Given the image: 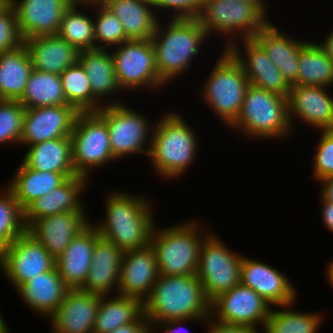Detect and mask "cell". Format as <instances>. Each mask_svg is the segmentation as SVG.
<instances>
[{
	"mask_svg": "<svg viewBox=\"0 0 333 333\" xmlns=\"http://www.w3.org/2000/svg\"><path fill=\"white\" fill-rule=\"evenodd\" d=\"M108 196V197H107ZM106 196L105 220L92 225L100 236L113 242L123 252L145 248L156 226L147 198L111 191Z\"/></svg>",
	"mask_w": 333,
	"mask_h": 333,
	"instance_id": "obj_1",
	"label": "cell"
},
{
	"mask_svg": "<svg viewBox=\"0 0 333 333\" xmlns=\"http://www.w3.org/2000/svg\"><path fill=\"white\" fill-rule=\"evenodd\" d=\"M144 315L151 332L164 321L210 317V302L197 275L166 276L160 274L151 294L143 302Z\"/></svg>",
	"mask_w": 333,
	"mask_h": 333,
	"instance_id": "obj_2",
	"label": "cell"
},
{
	"mask_svg": "<svg viewBox=\"0 0 333 333\" xmlns=\"http://www.w3.org/2000/svg\"><path fill=\"white\" fill-rule=\"evenodd\" d=\"M162 24L159 20L150 40L159 78L167 85L191 67L208 35L197 19L170 18L165 27Z\"/></svg>",
	"mask_w": 333,
	"mask_h": 333,
	"instance_id": "obj_3",
	"label": "cell"
},
{
	"mask_svg": "<svg viewBox=\"0 0 333 333\" xmlns=\"http://www.w3.org/2000/svg\"><path fill=\"white\" fill-rule=\"evenodd\" d=\"M152 132L148 157L157 175L172 180L184 175L199 148L193 128L182 115L171 111L159 117Z\"/></svg>",
	"mask_w": 333,
	"mask_h": 333,
	"instance_id": "obj_4",
	"label": "cell"
},
{
	"mask_svg": "<svg viewBox=\"0 0 333 333\" xmlns=\"http://www.w3.org/2000/svg\"><path fill=\"white\" fill-rule=\"evenodd\" d=\"M155 228L154 226L151 234L150 246L156 256L159 274L196 275L201 245L211 232L208 231L205 235L200 233V224L195 220L168 226L162 230Z\"/></svg>",
	"mask_w": 333,
	"mask_h": 333,
	"instance_id": "obj_5",
	"label": "cell"
},
{
	"mask_svg": "<svg viewBox=\"0 0 333 333\" xmlns=\"http://www.w3.org/2000/svg\"><path fill=\"white\" fill-rule=\"evenodd\" d=\"M249 138L278 139L292 133L287 97L249 85L237 119L229 126Z\"/></svg>",
	"mask_w": 333,
	"mask_h": 333,
	"instance_id": "obj_6",
	"label": "cell"
},
{
	"mask_svg": "<svg viewBox=\"0 0 333 333\" xmlns=\"http://www.w3.org/2000/svg\"><path fill=\"white\" fill-rule=\"evenodd\" d=\"M266 7L265 3L204 0L196 19L206 30L208 37L216 32V35L224 34L227 39L229 38L225 45L226 49L235 40L238 41L239 34L240 40L253 39L255 34L269 23Z\"/></svg>",
	"mask_w": 333,
	"mask_h": 333,
	"instance_id": "obj_7",
	"label": "cell"
},
{
	"mask_svg": "<svg viewBox=\"0 0 333 333\" xmlns=\"http://www.w3.org/2000/svg\"><path fill=\"white\" fill-rule=\"evenodd\" d=\"M222 52L201 89V95L218 119L229 127L241 111L250 83L234 56L225 48Z\"/></svg>",
	"mask_w": 333,
	"mask_h": 333,
	"instance_id": "obj_8",
	"label": "cell"
},
{
	"mask_svg": "<svg viewBox=\"0 0 333 333\" xmlns=\"http://www.w3.org/2000/svg\"><path fill=\"white\" fill-rule=\"evenodd\" d=\"M97 113L106 121L112 155L116 160L138 152L149 155L154 125L145 115L119 100L104 102Z\"/></svg>",
	"mask_w": 333,
	"mask_h": 333,
	"instance_id": "obj_9",
	"label": "cell"
},
{
	"mask_svg": "<svg viewBox=\"0 0 333 333\" xmlns=\"http://www.w3.org/2000/svg\"><path fill=\"white\" fill-rule=\"evenodd\" d=\"M70 139L77 175L89 179L93 169L117 161L112 155L106 121L97 112H79Z\"/></svg>",
	"mask_w": 333,
	"mask_h": 333,
	"instance_id": "obj_10",
	"label": "cell"
},
{
	"mask_svg": "<svg viewBox=\"0 0 333 333\" xmlns=\"http://www.w3.org/2000/svg\"><path fill=\"white\" fill-rule=\"evenodd\" d=\"M233 252L212 231L201 245L196 275L210 303L240 284L243 255Z\"/></svg>",
	"mask_w": 333,
	"mask_h": 333,
	"instance_id": "obj_11",
	"label": "cell"
},
{
	"mask_svg": "<svg viewBox=\"0 0 333 333\" xmlns=\"http://www.w3.org/2000/svg\"><path fill=\"white\" fill-rule=\"evenodd\" d=\"M112 56L115 75L121 90L147 86L159 89L165 84L160 80L155 63V52L150 39L128 40L118 45Z\"/></svg>",
	"mask_w": 333,
	"mask_h": 333,
	"instance_id": "obj_12",
	"label": "cell"
},
{
	"mask_svg": "<svg viewBox=\"0 0 333 333\" xmlns=\"http://www.w3.org/2000/svg\"><path fill=\"white\" fill-rule=\"evenodd\" d=\"M55 259L28 231L0 252V270L17 289L32 277L55 267Z\"/></svg>",
	"mask_w": 333,
	"mask_h": 333,
	"instance_id": "obj_13",
	"label": "cell"
},
{
	"mask_svg": "<svg viewBox=\"0 0 333 333\" xmlns=\"http://www.w3.org/2000/svg\"><path fill=\"white\" fill-rule=\"evenodd\" d=\"M272 306L250 287L241 283L210 303V316L218 321L264 329Z\"/></svg>",
	"mask_w": 333,
	"mask_h": 333,
	"instance_id": "obj_14",
	"label": "cell"
},
{
	"mask_svg": "<svg viewBox=\"0 0 333 333\" xmlns=\"http://www.w3.org/2000/svg\"><path fill=\"white\" fill-rule=\"evenodd\" d=\"M78 113L70 105L26 109L20 144L31 146L47 140L70 137Z\"/></svg>",
	"mask_w": 333,
	"mask_h": 333,
	"instance_id": "obj_15",
	"label": "cell"
},
{
	"mask_svg": "<svg viewBox=\"0 0 333 333\" xmlns=\"http://www.w3.org/2000/svg\"><path fill=\"white\" fill-rule=\"evenodd\" d=\"M241 42L245 46L244 54L246 57L240 52L237 41L226 49L242 66L249 83L266 91L288 97L291 85L263 48L254 39H243Z\"/></svg>",
	"mask_w": 333,
	"mask_h": 333,
	"instance_id": "obj_16",
	"label": "cell"
},
{
	"mask_svg": "<svg viewBox=\"0 0 333 333\" xmlns=\"http://www.w3.org/2000/svg\"><path fill=\"white\" fill-rule=\"evenodd\" d=\"M240 283L262 296L273 308L295 303L297 291L289 278L272 266L244 257Z\"/></svg>",
	"mask_w": 333,
	"mask_h": 333,
	"instance_id": "obj_17",
	"label": "cell"
},
{
	"mask_svg": "<svg viewBox=\"0 0 333 333\" xmlns=\"http://www.w3.org/2000/svg\"><path fill=\"white\" fill-rule=\"evenodd\" d=\"M71 4L70 0H10L24 40L57 34Z\"/></svg>",
	"mask_w": 333,
	"mask_h": 333,
	"instance_id": "obj_18",
	"label": "cell"
},
{
	"mask_svg": "<svg viewBox=\"0 0 333 333\" xmlns=\"http://www.w3.org/2000/svg\"><path fill=\"white\" fill-rule=\"evenodd\" d=\"M323 86L291 85L288 100V117L303 120L314 129L333 130V97Z\"/></svg>",
	"mask_w": 333,
	"mask_h": 333,
	"instance_id": "obj_19",
	"label": "cell"
},
{
	"mask_svg": "<svg viewBox=\"0 0 333 333\" xmlns=\"http://www.w3.org/2000/svg\"><path fill=\"white\" fill-rule=\"evenodd\" d=\"M159 275L156 256L150 245L126 251L122 257L118 294L144 302Z\"/></svg>",
	"mask_w": 333,
	"mask_h": 333,
	"instance_id": "obj_20",
	"label": "cell"
},
{
	"mask_svg": "<svg viewBox=\"0 0 333 333\" xmlns=\"http://www.w3.org/2000/svg\"><path fill=\"white\" fill-rule=\"evenodd\" d=\"M100 295L68 289L64 300L48 318L52 333H93Z\"/></svg>",
	"mask_w": 333,
	"mask_h": 333,
	"instance_id": "obj_21",
	"label": "cell"
},
{
	"mask_svg": "<svg viewBox=\"0 0 333 333\" xmlns=\"http://www.w3.org/2000/svg\"><path fill=\"white\" fill-rule=\"evenodd\" d=\"M86 212H65L36 220L27 231L31 233L56 260L71 240L91 222Z\"/></svg>",
	"mask_w": 333,
	"mask_h": 333,
	"instance_id": "obj_22",
	"label": "cell"
},
{
	"mask_svg": "<svg viewBox=\"0 0 333 333\" xmlns=\"http://www.w3.org/2000/svg\"><path fill=\"white\" fill-rule=\"evenodd\" d=\"M92 223L77 235L55 260V266L69 289L81 288L88 276L93 250L100 238Z\"/></svg>",
	"mask_w": 333,
	"mask_h": 333,
	"instance_id": "obj_23",
	"label": "cell"
},
{
	"mask_svg": "<svg viewBox=\"0 0 333 333\" xmlns=\"http://www.w3.org/2000/svg\"><path fill=\"white\" fill-rule=\"evenodd\" d=\"M87 177L77 175L67 178L60 186L45 196L33 201L24 210L27 229L36 221L46 216L65 212H86L81 202V193L87 188Z\"/></svg>",
	"mask_w": 333,
	"mask_h": 333,
	"instance_id": "obj_24",
	"label": "cell"
},
{
	"mask_svg": "<svg viewBox=\"0 0 333 333\" xmlns=\"http://www.w3.org/2000/svg\"><path fill=\"white\" fill-rule=\"evenodd\" d=\"M123 254L113 242L101 236L93 250L87 279L80 289L100 296H109L111 291L117 294Z\"/></svg>",
	"mask_w": 333,
	"mask_h": 333,
	"instance_id": "obj_25",
	"label": "cell"
},
{
	"mask_svg": "<svg viewBox=\"0 0 333 333\" xmlns=\"http://www.w3.org/2000/svg\"><path fill=\"white\" fill-rule=\"evenodd\" d=\"M68 289L55 266L48 272L30 278L16 291L30 310L48 319L60 306Z\"/></svg>",
	"mask_w": 333,
	"mask_h": 333,
	"instance_id": "obj_26",
	"label": "cell"
},
{
	"mask_svg": "<svg viewBox=\"0 0 333 333\" xmlns=\"http://www.w3.org/2000/svg\"><path fill=\"white\" fill-rule=\"evenodd\" d=\"M33 69L60 75L79 61V51L57 34L24 40Z\"/></svg>",
	"mask_w": 333,
	"mask_h": 333,
	"instance_id": "obj_27",
	"label": "cell"
},
{
	"mask_svg": "<svg viewBox=\"0 0 333 333\" xmlns=\"http://www.w3.org/2000/svg\"><path fill=\"white\" fill-rule=\"evenodd\" d=\"M253 39L263 48L290 85H296L301 47L307 42L287 36L271 22Z\"/></svg>",
	"mask_w": 333,
	"mask_h": 333,
	"instance_id": "obj_28",
	"label": "cell"
},
{
	"mask_svg": "<svg viewBox=\"0 0 333 333\" xmlns=\"http://www.w3.org/2000/svg\"><path fill=\"white\" fill-rule=\"evenodd\" d=\"M21 161L28 168L41 172L62 173L67 178L77 176L72 157L70 137L47 140L28 146Z\"/></svg>",
	"mask_w": 333,
	"mask_h": 333,
	"instance_id": "obj_29",
	"label": "cell"
},
{
	"mask_svg": "<svg viewBox=\"0 0 333 333\" xmlns=\"http://www.w3.org/2000/svg\"><path fill=\"white\" fill-rule=\"evenodd\" d=\"M101 2L121 21L129 40L152 38L159 17L155 15L157 12H154L150 0H102Z\"/></svg>",
	"mask_w": 333,
	"mask_h": 333,
	"instance_id": "obj_30",
	"label": "cell"
},
{
	"mask_svg": "<svg viewBox=\"0 0 333 333\" xmlns=\"http://www.w3.org/2000/svg\"><path fill=\"white\" fill-rule=\"evenodd\" d=\"M78 62L87 74L92 95L102 105H104L106 96H113L115 92L121 91L117 83L114 60L110 50L96 48L80 51Z\"/></svg>",
	"mask_w": 333,
	"mask_h": 333,
	"instance_id": "obj_31",
	"label": "cell"
},
{
	"mask_svg": "<svg viewBox=\"0 0 333 333\" xmlns=\"http://www.w3.org/2000/svg\"><path fill=\"white\" fill-rule=\"evenodd\" d=\"M33 71L32 60L25 44L0 53V97L19 100Z\"/></svg>",
	"mask_w": 333,
	"mask_h": 333,
	"instance_id": "obj_32",
	"label": "cell"
},
{
	"mask_svg": "<svg viewBox=\"0 0 333 333\" xmlns=\"http://www.w3.org/2000/svg\"><path fill=\"white\" fill-rule=\"evenodd\" d=\"M20 163L7 186L13 191L23 210L39 197L45 196L60 186L67 179L62 173L41 172L28 168L22 162Z\"/></svg>",
	"mask_w": 333,
	"mask_h": 333,
	"instance_id": "obj_33",
	"label": "cell"
},
{
	"mask_svg": "<svg viewBox=\"0 0 333 333\" xmlns=\"http://www.w3.org/2000/svg\"><path fill=\"white\" fill-rule=\"evenodd\" d=\"M114 296L100 297L93 333H110L122 325L135 322L144 313L141 300L119 294Z\"/></svg>",
	"mask_w": 333,
	"mask_h": 333,
	"instance_id": "obj_34",
	"label": "cell"
},
{
	"mask_svg": "<svg viewBox=\"0 0 333 333\" xmlns=\"http://www.w3.org/2000/svg\"><path fill=\"white\" fill-rule=\"evenodd\" d=\"M296 85L333 86V60L315 42L300 49Z\"/></svg>",
	"mask_w": 333,
	"mask_h": 333,
	"instance_id": "obj_35",
	"label": "cell"
},
{
	"mask_svg": "<svg viewBox=\"0 0 333 333\" xmlns=\"http://www.w3.org/2000/svg\"><path fill=\"white\" fill-rule=\"evenodd\" d=\"M26 109L69 105L60 75L33 69L22 97L18 100Z\"/></svg>",
	"mask_w": 333,
	"mask_h": 333,
	"instance_id": "obj_36",
	"label": "cell"
},
{
	"mask_svg": "<svg viewBox=\"0 0 333 333\" xmlns=\"http://www.w3.org/2000/svg\"><path fill=\"white\" fill-rule=\"evenodd\" d=\"M295 303L279 306V310L270 311L265 323V333H317L323 322L321 313L294 310Z\"/></svg>",
	"mask_w": 333,
	"mask_h": 333,
	"instance_id": "obj_37",
	"label": "cell"
},
{
	"mask_svg": "<svg viewBox=\"0 0 333 333\" xmlns=\"http://www.w3.org/2000/svg\"><path fill=\"white\" fill-rule=\"evenodd\" d=\"M65 98L78 112H97L103 105L92 95L83 66L77 62L60 74Z\"/></svg>",
	"mask_w": 333,
	"mask_h": 333,
	"instance_id": "obj_38",
	"label": "cell"
},
{
	"mask_svg": "<svg viewBox=\"0 0 333 333\" xmlns=\"http://www.w3.org/2000/svg\"><path fill=\"white\" fill-rule=\"evenodd\" d=\"M80 5L81 3L70 5L62 18L57 33L79 52L95 49L94 20L77 8Z\"/></svg>",
	"mask_w": 333,
	"mask_h": 333,
	"instance_id": "obj_39",
	"label": "cell"
},
{
	"mask_svg": "<svg viewBox=\"0 0 333 333\" xmlns=\"http://www.w3.org/2000/svg\"><path fill=\"white\" fill-rule=\"evenodd\" d=\"M0 194V252L27 231L24 210L7 186Z\"/></svg>",
	"mask_w": 333,
	"mask_h": 333,
	"instance_id": "obj_40",
	"label": "cell"
},
{
	"mask_svg": "<svg viewBox=\"0 0 333 333\" xmlns=\"http://www.w3.org/2000/svg\"><path fill=\"white\" fill-rule=\"evenodd\" d=\"M96 10V19H94L95 49H106L117 47L123 42L128 41L121 21L117 16L107 8L102 2L82 3L83 6ZM98 43V44H97ZM104 44V46H103Z\"/></svg>",
	"mask_w": 333,
	"mask_h": 333,
	"instance_id": "obj_41",
	"label": "cell"
},
{
	"mask_svg": "<svg viewBox=\"0 0 333 333\" xmlns=\"http://www.w3.org/2000/svg\"><path fill=\"white\" fill-rule=\"evenodd\" d=\"M26 108L18 100H0V143L20 144Z\"/></svg>",
	"mask_w": 333,
	"mask_h": 333,
	"instance_id": "obj_42",
	"label": "cell"
},
{
	"mask_svg": "<svg viewBox=\"0 0 333 333\" xmlns=\"http://www.w3.org/2000/svg\"><path fill=\"white\" fill-rule=\"evenodd\" d=\"M314 160L313 177L320 181L333 176V130H321Z\"/></svg>",
	"mask_w": 333,
	"mask_h": 333,
	"instance_id": "obj_43",
	"label": "cell"
},
{
	"mask_svg": "<svg viewBox=\"0 0 333 333\" xmlns=\"http://www.w3.org/2000/svg\"><path fill=\"white\" fill-rule=\"evenodd\" d=\"M24 44L18 28L14 8L9 4L0 12V53L14 50Z\"/></svg>",
	"mask_w": 333,
	"mask_h": 333,
	"instance_id": "obj_44",
	"label": "cell"
},
{
	"mask_svg": "<svg viewBox=\"0 0 333 333\" xmlns=\"http://www.w3.org/2000/svg\"><path fill=\"white\" fill-rule=\"evenodd\" d=\"M157 9L173 10L172 16L169 18L176 19H196L202 9L204 0H150Z\"/></svg>",
	"mask_w": 333,
	"mask_h": 333,
	"instance_id": "obj_45",
	"label": "cell"
},
{
	"mask_svg": "<svg viewBox=\"0 0 333 333\" xmlns=\"http://www.w3.org/2000/svg\"><path fill=\"white\" fill-rule=\"evenodd\" d=\"M208 333H259L258 328L247 326L224 323L213 319L211 316L206 321Z\"/></svg>",
	"mask_w": 333,
	"mask_h": 333,
	"instance_id": "obj_46",
	"label": "cell"
},
{
	"mask_svg": "<svg viewBox=\"0 0 333 333\" xmlns=\"http://www.w3.org/2000/svg\"><path fill=\"white\" fill-rule=\"evenodd\" d=\"M110 333H152L149 321L144 313L133 323L125 324Z\"/></svg>",
	"mask_w": 333,
	"mask_h": 333,
	"instance_id": "obj_47",
	"label": "cell"
},
{
	"mask_svg": "<svg viewBox=\"0 0 333 333\" xmlns=\"http://www.w3.org/2000/svg\"><path fill=\"white\" fill-rule=\"evenodd\" d=\"M188 321H192V322H198L202 321L204 323H206L207 320L202 319V318H197V319H187V320H171V321H164L162 323H160L159 325H154L157 326L155 328H159V326H163L165 329L166 333H182L183 331H181V329L183 330L184 328H182V324L185 322L187 323Z\"/></svg>",
	"mask_w": 333,
	"mask_h": 333,
	"instance_id": "obj_48",
	"label": "cell"
},
{
	"mask_svg": "<svg viewBox=\"0 0 333 333\" xmlns=\"http://www.w3.org/2000/svg\"><path fill=\"white\" fill-rule=\"evenodd\" d=\"M319 198L322 204V221L325 227L333 233V202L326 201L321 196Z\"/></svg>",
	"mask_w": 333,
	"mask_h": 333,
	"instance_id": "obj_49",
	"label": "cell"
},
{
	"mask_svg": "<svg viewBox=\"0 0 333 333\" xmlns=\"http://www.w3.org/2000/svg\"><path fill=\"white\" fill-rule=\"evenodd\" d=\"M319 183L323 186L319 195L324 200L333 202V176L322 179Z\"/></svg>",
	"mask_w": 333,
	"mask_h": 333,
	"instance_id": "obj_50",
	"label": "cell"
},
{
	"mask_svg": "<svg viewBox=\"0 0 333 333\" xmlns=\"http://www.w3.org/2000/svg\"><path fill=\"white\" fill-rule=\"evenodd\" d=\"M331 33L327 35L324 41L318 43L322 49L326 52V54L333 60V30Z\"/></svg>",
	"mask_w": 333,
	"mask_h": 333,
	"instance_id": "obj_51",
	"label": "cell"
},
{
	"mask_svg": "<svg viewBox=\"0 0 333 333\" xmlns=\"http://www.w3.org/2000/svg\"><path fill=\"white\" fill-rule=\"evenodd\" d=\"M327 269H326V276L328 283L330 282V285L333 287V261L327 263Z\"/></svg>",
	"mask_w": 333,
	"mask_h": 333,
	"instance_id": "obj_52",
	"label": "cell"
},
{
	"mask_svg": "<svg viewBox=\"0 0 333 333\" xmlns=\"http://www.w3.org/2000/svg\"><path fill=\"white\" fill-rule=\"evenodd\" d=\"M0 333H9L7 323L4 321V318L2 317L1 313H0Z\"/></svg>",
	"mask_w": 333,
	"mask_h": 333,
	"instance_id": "obj_53",
	"label": "cell"
},
{
	"mask_svg": "<svg viewBox=\"0 0 333 333\" xmlns=\"http://www.w3.org/2000/svg\"><path fill=\"white\" fill-rule=\"evenodd\" d=\"M229 1L246 2V3H266L265 0H229Z\"/></svg>",
	"mask_w": 333,
	"mask_h": 333,
	"instance_id": "obj_54",
	"label": "cell"
},
{
	"mask_svg": "<svg viewBox=\"0 0 333 333\" xmlns=\"http://www.w3.org/2000/svg\"><path fill=\"white\" fill-rule=\"evenodd\" d=\"M72 3H93V2H101L102 0H70Z\"/></svg>",
	"mask_w": 333,
	"mask_h": 333,
	"instance_id": "obj_55",
	"label": "cell"
},
{
	"mask_svg": "<svg viewBox=\"0 0 333 333\" xmlns=\"http://www.w3.org/2000/svg\"><path fill=\"white\" fill-rule=\"evenodd\" d=\"M10 4V0H0V12Z\"/></svg>",
	"mask_w": 333,
	"mask_h": 333,
	"instance_id": "obj_56",
	"label": "cell"
}]
</instances>
